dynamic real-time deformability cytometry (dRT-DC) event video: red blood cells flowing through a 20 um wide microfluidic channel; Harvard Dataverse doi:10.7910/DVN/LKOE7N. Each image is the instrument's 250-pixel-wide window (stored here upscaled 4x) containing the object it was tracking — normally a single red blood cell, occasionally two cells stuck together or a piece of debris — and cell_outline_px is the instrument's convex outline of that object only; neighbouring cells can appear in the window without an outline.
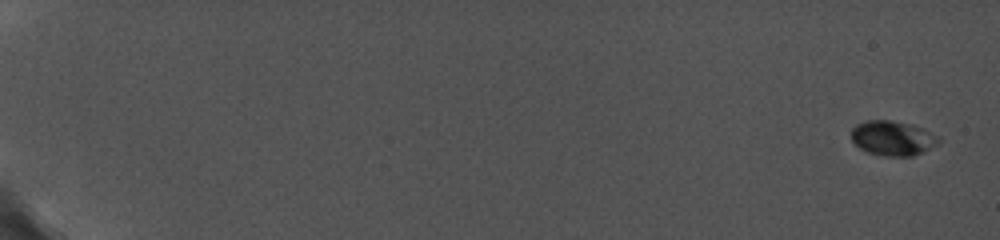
{"species": "common noctule bat (a hibernating species)", "species_latin": "Nyctalus noctula", "temperature_condition": "cold", "stored_images_in_passage": 26, "camera_frame_rate_fps": 5000, "um_per_image_px": 0.085, "animal": {"sex": "female", "body_mass_g": 19.0, "forearm_length_mm": 56.7}, "frame": {"image": 1, "passage_image": 1, "time_ms": 0.0, "image_size_px": [1000, 240], "cell_outline_px": [[940, 140], [936, 144], [912, 156], [884, 156], [868, 152], [860, 148], [852, 140], [852, 128], [856, 124], [864, 120], [888, 120], [912, 124], [924, 128], [940, 136]], "centroid_in_image_um": [75.87, 11.72], "position_along_channel_um": 9.1, "area_um2": 17.63}}
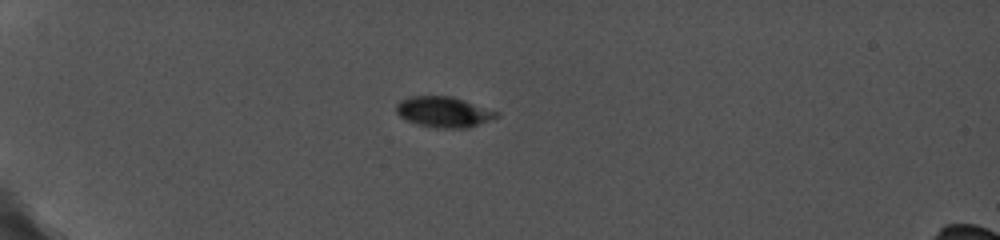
{"frame": {"image": 2, "passage_image": 7, "time_ms": 5.6, "image_size_px": [1000, 240], "cell_outline_px": [[500, 116], [468, 128], [436, 128], [416, 124], [400, 116], [396, 112], [396, 104], [400, 100], [412, 96], [452, 96], [500, 112]], "centroid_in_image_um": [37.72, 9.52], "position_along_channel_um": 47.3, "area_um2": 17.92}}
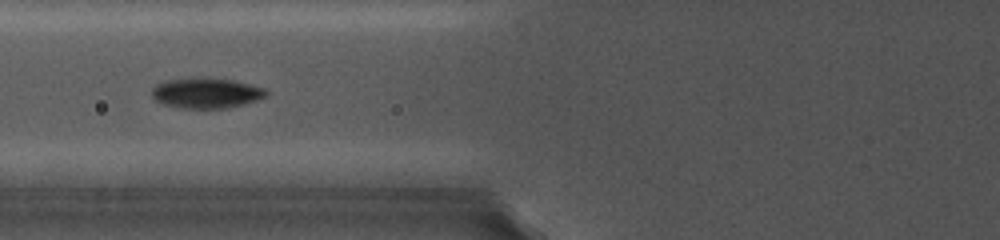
{"frame": {"image": 3, "passage_image": 12, "time_ms": 8.4, "image_size_px": [1000, 240], "cell_outline_px": [[268, 96], [244, 104], [228, 108], [180, 108], [164, 104], [156, 100], [152, 96], [152, 88], [156, 84], [164, 80], [232, 80], [264, 88], [268, 92]], "centroid_in_image_um": [17.54, 7.95], "position_along_channel_um": 108.3, "area_um2": 19.48}}